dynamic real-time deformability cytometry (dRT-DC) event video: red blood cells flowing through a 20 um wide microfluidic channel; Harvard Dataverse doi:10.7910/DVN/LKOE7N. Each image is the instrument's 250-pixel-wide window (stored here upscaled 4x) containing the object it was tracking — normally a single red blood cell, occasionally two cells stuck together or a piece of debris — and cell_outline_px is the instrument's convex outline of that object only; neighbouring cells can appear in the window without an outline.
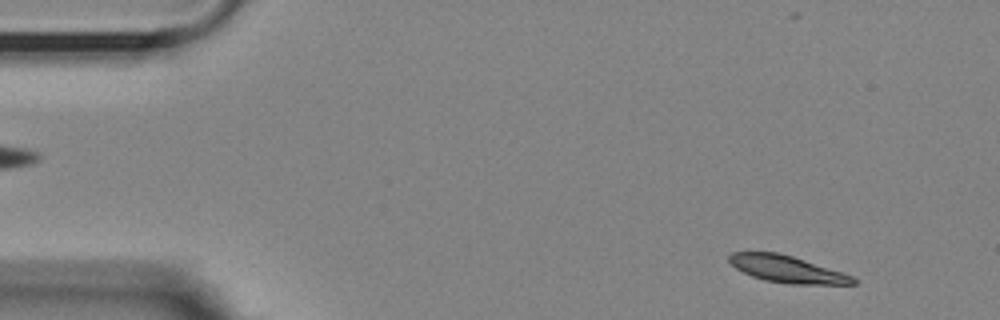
{"species": "Egyptian fruit bat (a non-hibernating species)", "species_latin": "Rousettus aegyptiacus", "temperature_condition": "room temperature", "stored_images_in_passage": 55, "camera_frame_rate_fps": 3000, "um_per_image_px": 0.085, "animal": {"sex": "female"}, "frame": {"image": 1, "passage_image": 4, "time_ms": 1.0, "image_size_px": [1000, 320], "cell_outline_px": [[856, 284], [788, 284], [764, 280], [752, 276], [736, 268], [728, 260], [728, 256], [732, 252], [776, 252], [792, 256], [852, 276], [856, 280]], "centroid_in_image_um": [66.85, 22.88], "position_along_channel_um": 18.1, "area_um2": 19.07}}
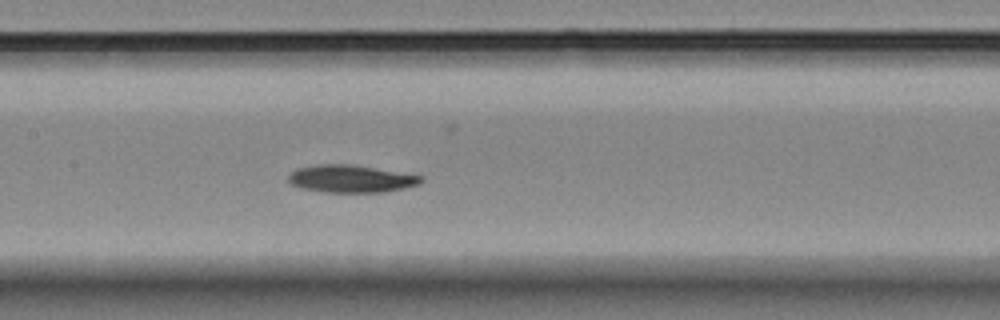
{"frame": {"image": 2, "passage_image": 25, "time_ms": 8.0, "image_size_px": [1000, 320], "cell_outline_px": [[424, 180], [420, 184], [404, 188], [384, 192], [324, 192], [300, 188], [292, 184], [288, 180], [288, 176], [296, 168], [316, 164], [352, 164], [424, 176]], "centroid_in_image_um": [29.84, 15.19], "position_along_channel_um": 177.6, "area_um2": 21.39}}
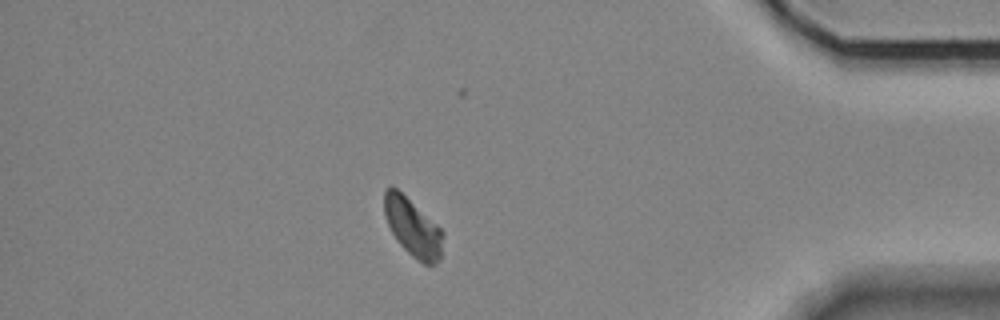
{"frame": {"image": 3, "passage_image": 47, "time_ms": 15.333, "image_size_px": [1000, 320], "cell_outline_px": [[444, 236], [440, 260], [432, 264], [424, 264], [412, 256], [396, 240], [384, 216], [384, 188], [392, 184], [436, 224], [444, 232]], "centroid_in_image_um": [35.07, 19.31], "position_along_channel_um": 400.1, "area_um2": 19.77}, "authors_computed_cell_mechanics": {"area_um2": 20.5768, "velocity_mm_per_s": 3.5568, "shape_relaxation_time_tau1_ms": 3.0446, "shape_relaxation_time_tau2_ms": null, "deformation_change_tau1": 0.0898, "deformation_change_tau2": null}}